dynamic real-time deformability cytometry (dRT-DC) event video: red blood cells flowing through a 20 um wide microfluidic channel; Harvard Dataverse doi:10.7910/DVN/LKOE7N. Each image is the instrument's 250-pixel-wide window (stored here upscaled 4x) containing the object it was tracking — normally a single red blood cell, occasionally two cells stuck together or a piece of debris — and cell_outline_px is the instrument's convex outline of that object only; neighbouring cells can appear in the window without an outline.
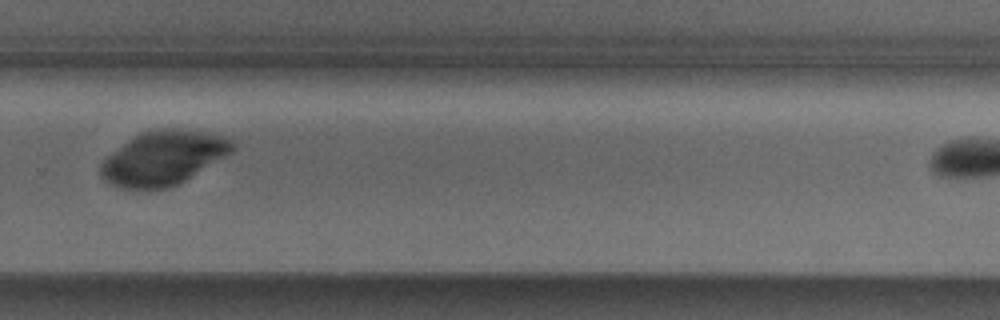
{"species": "Egyptian fruit bat (a non-hibernating species)", "species_latin": "Rousettus aegyptiacus", "temperature_condition": "cold", "stored_images_in_passage": 33, "camera_frame_rate_fps": 3000, "um_per_image_px": 0.085, "animal": {"sex": "male"}, "frame": {"image": 1, "passage_image": 26, "time_ms": 8.333, "image_size_px": [1000, 320], "cell_outline_px": [[236, 148], [232, 152], [180, 184], [168, 188], [120, 188], [104, 180], [100, 176], [100, 164], [108, 156], [140, 132], [172, 128], [200, 132], [220, 136], [232, 140], [236, 144]], "centroid_in_image_um": [13.9, 13.45], "position_along_channel_um": 315.9, "area_um2": 40.86}}
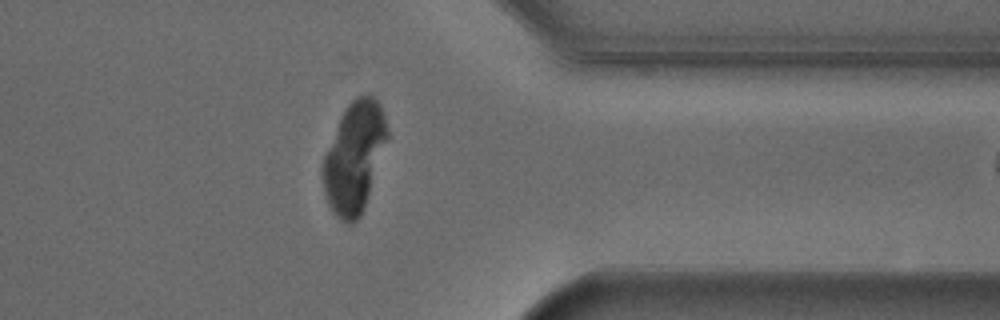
{"frame": {"image": 2, "passage_image": 32, "time_ms": 10.333, "image_size_px": [1000, 320], "cell_outline_px": [[388, 140], [364, 208], [360, 216], [352, 224], [348, 224], [340, 220], [332, 212], [328, 204], [324, 192], [320, 172], [320, 168], [324, 156], [340, 116], [344, 108], [356, 96], [376, 96], [380, 104], [388, 128]], "centroid_in_image_um": [30.1, 13.38], "position_along_channel_um": 381.3, "area_um2": 41.85}}